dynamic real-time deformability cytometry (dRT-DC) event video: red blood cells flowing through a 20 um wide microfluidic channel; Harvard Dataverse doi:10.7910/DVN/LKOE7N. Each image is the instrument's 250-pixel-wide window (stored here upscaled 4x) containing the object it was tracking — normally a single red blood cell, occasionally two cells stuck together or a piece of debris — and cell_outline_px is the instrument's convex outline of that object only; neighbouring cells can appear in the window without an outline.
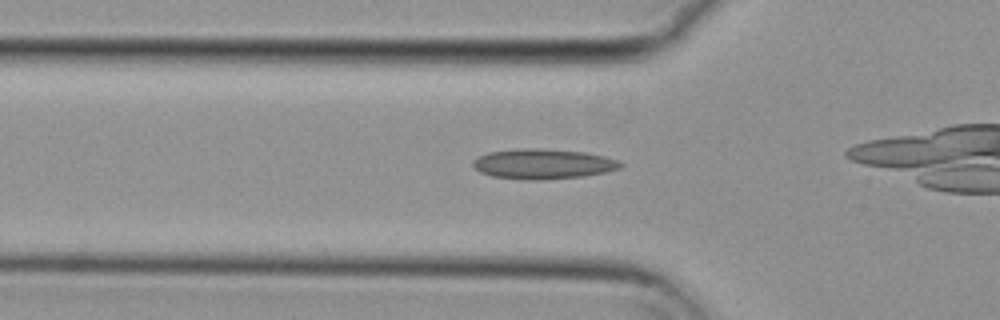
{"species": "common noctule bat (a hibernating species)", "species_latin": "Nyctalus noctula", "temperature_condition": "cold", "stored_images_in_passage": 32, "camera_frame_rate_fps": 3000, "um_per_image_px": 0.085, "animal": {"sex": "female", "body_mass_g": 29.2, "forearm_length_mm": 56.3}, "frame": {"image": 1, "passage_image": 7, "time_ms": 2.0, "image_size_px": [1000, 320], "cell_outline_px": [[624, 164], [620, 168], [604, 172], [584, 176], [540, 180], [524, 180], [492, 176], [480, 172], [472, 164], [472, 160], [488, 152], [524, 148], [540, 148], [584, 152], [604, 156], [616, 160]], "centroid_in_image_um": [46.14, 13.94], "position_along_channel_um": 79.7, "area_um2": 25.78}}
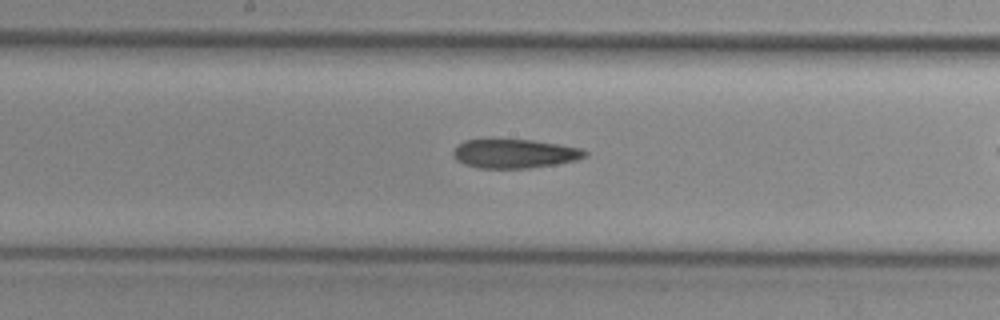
{"frame": {"image": 2, "passage_image": 17, "time_ms": 5.333, "image_size_px": [1000, 320], "cell_outline_px": [[588, 156], [576, 160], [556, 164], [528, 168], [480, 168], [464, 164], [456, 160], [452, 156], [452, 152], [456, 144], [464, 140], [532, 140], [584, 148], [588, 152]], "centroid_in_image_um": [43.74, 13.06], "position_along_channel_um": 204.5, "area_um2": 22.37}}
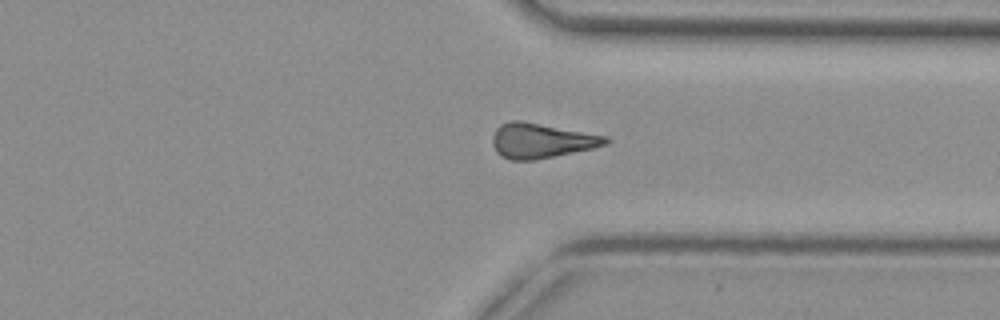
{"frame": {"image": 3, "passage_image": 30, "time_ms": 9.667, "image_size_px": [1000, 320], "cell_outline_px": [[612, 140], [608, 144], [592, 148], [536, 160], [508, 160], [500, 156], [496, 152], [492, 144], [492, 136], [496, 128], [500, 124], [512, 120], [520, 120], [608, 136]], "centroid_in_image_um": [45.99, 11.96], "position_along_channel_um": 365.4, "area_um2": 23.18}}